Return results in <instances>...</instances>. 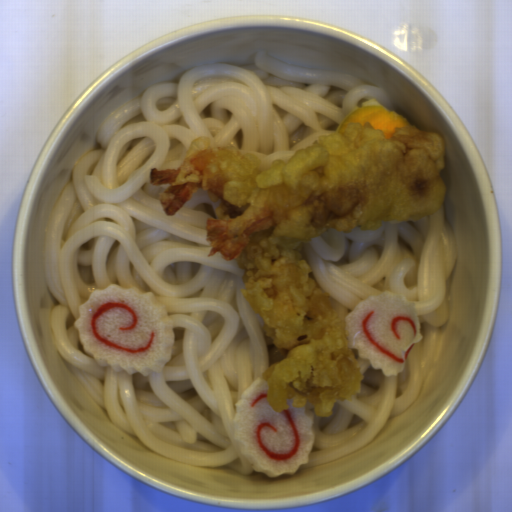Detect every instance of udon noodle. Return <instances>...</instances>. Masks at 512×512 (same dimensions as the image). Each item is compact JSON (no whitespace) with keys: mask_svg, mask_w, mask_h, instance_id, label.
Returning a JSON list of instances; mask_svg holds the SVG:
<instances>
[{"mask_svg":"<svg viewBox=\"0 0 512 512\" xmlns=\"http://www.w3.org/2000/svg\"><path fill=\"white\" fill-rule=\"evenodd\" d=\"M385 89L348 73L302 67L255 52L254 65L201 64L178 82L161 81L106 116L100 149L83 154L52 205L43 269L51 294L50 335L58 353L114 426L153 452L202 468L254 469L235 439V404L269 366L264 319L241 289L245 269L208 256L207 218H218L199 188L173 216L152 169H176L192 140L252 153L265 172L288 163L345 115ZM111 283L153 292L173 322L175 344L163 372H114L84 352L79 306Z\"/></svg>","mask_w":512,"mask_h":512,"instance_id":"udon-noodle-1","label":"udon noodle"},{"mask_svg":"<svg viewBox=\"0 0 512 512\" xmlns=\"http://www.w3.org/2000/svg\"><path fill=\"white\" fill-rule=\"evenodd\" d=\"M308 277L328 293V300L343 320L359 302L385 291L403 294L414 303L421 341L415 343L404 370L387 377L369 359L351 347L364 379L352 400L337 399L332 414L314 415L315 442L307 464L321 465L350 455L379 434L389 418L401 414L419 396L438 339L439 327L449 321L447 281L456 265L457 246L445 207L417 221H383L374 230L352 232L328 228L301 245Z\"/></svg>","mask_w":512,"mask_h":512,"instance_id":"udon-noodle-2","label":"udon noodle"}]
</instances>
